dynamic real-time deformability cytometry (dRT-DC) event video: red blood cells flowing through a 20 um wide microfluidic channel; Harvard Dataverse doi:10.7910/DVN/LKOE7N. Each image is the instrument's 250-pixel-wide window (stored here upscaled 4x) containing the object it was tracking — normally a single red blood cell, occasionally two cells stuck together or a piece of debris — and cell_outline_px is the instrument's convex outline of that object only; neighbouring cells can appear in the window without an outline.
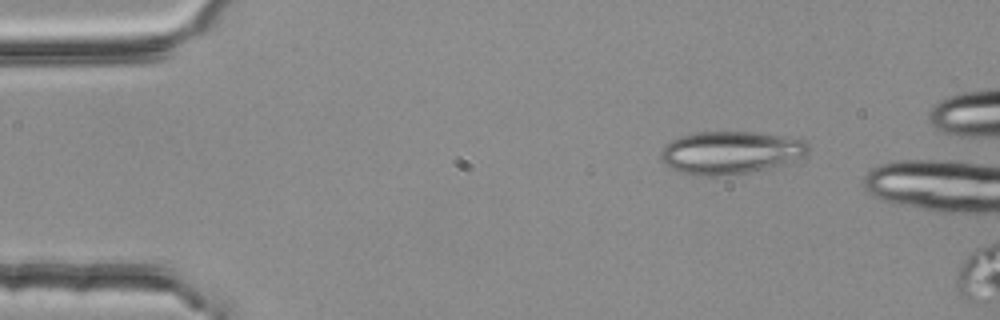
{"species": "common noctule bat (a hibernating species)", "species_latin": "Nyctalus noctula", "temperature_condition": "room temperature", "stored_images_in_passage": 7, "camera_frame_rate_fps": 3000, "um_per_image_px": 0.085, "animal": {"sex": "female", "body_mass_g": 25.1}, "frame": {"image": 1, "passage_image": 2, "time_ms": 0.333, "image_size_px": [1000, 320], "cell_outline_px": [[808, 152], [804, 156], [784, 164], [748, 172], [724, 176], [692, 176], [676, 172], [664, 164], [660, 160], [660, 152], [664, 144], [680, 136], [696, 132], [760, 132], [800, 136], [808, 144]], "centroid_in_image_um": [62.09, 12.96], "position_along_channel_um": 22.9, "area_um2": 37.69}}